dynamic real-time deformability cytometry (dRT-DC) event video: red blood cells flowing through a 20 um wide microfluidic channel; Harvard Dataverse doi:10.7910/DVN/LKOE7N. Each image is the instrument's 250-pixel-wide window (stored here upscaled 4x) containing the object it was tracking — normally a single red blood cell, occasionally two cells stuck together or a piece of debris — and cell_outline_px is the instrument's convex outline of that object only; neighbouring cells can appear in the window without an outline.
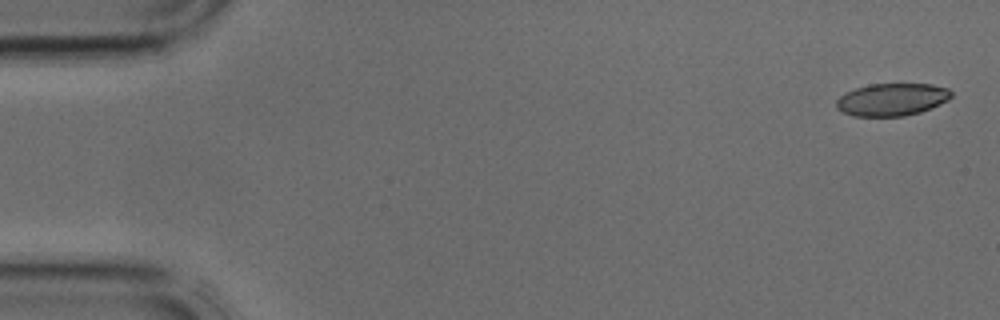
{"species": "common noctule bat (a hibernating species)", "species_latin": "Nyctalus noctula", "temperature_condition": "cold", "stored_images_in_passage": 5, "camera_frame_rate_fps": 3000, "um_per_image_px": 0.085, "animal": {"sex": "male", "body_mass_g": 17.9, "forearm_length_mm": 54.2}, "frame": {"image": 1, "passage_image": 1, "time_ms": 0.0, "image_size_px": [1000, 320], "cell_outline_px": [[952, 96], [948, 100], [940, 104], [920, 112], [904, 116], [852, 116], [836, 108], [836, 100], [844, 92], [868, 84], [932, 84], [948, 88], [952, 92]], "centroid_in_image_um": [75.8, 8.45], "position_along_channel_um": 9.2, "area_um2": 21.85}}
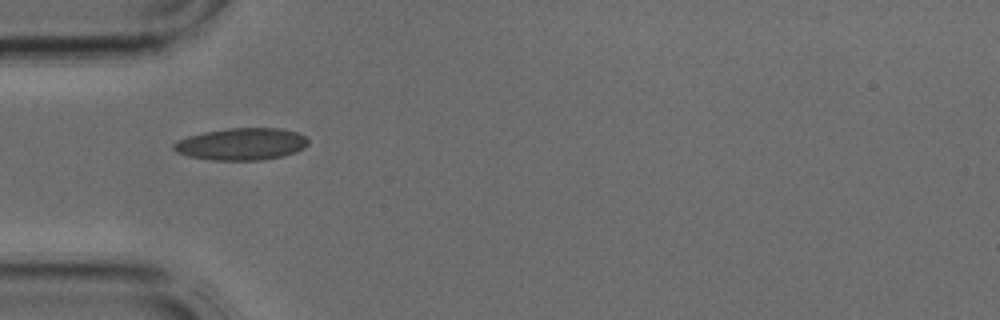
{"frame": {"image": 2, "passage_image": 4, "time_ms": 1.0, "image_size_px": [1000, 320], "cell_outline_px": [[308, 144], [304, 148], [296, 152], [264, 160], [212, 160], [188, 156], [176, 152], [172, 148], [172, 144], [176, 140], [188, 136], [204, 132], [228, 128], [280, 128], [296, 132], [304, 136], [308, 140]], "centroid_in_image_um": [20.49, 12.24], "position_along_channel_um": 64.5, "area_um2": 25.2}}